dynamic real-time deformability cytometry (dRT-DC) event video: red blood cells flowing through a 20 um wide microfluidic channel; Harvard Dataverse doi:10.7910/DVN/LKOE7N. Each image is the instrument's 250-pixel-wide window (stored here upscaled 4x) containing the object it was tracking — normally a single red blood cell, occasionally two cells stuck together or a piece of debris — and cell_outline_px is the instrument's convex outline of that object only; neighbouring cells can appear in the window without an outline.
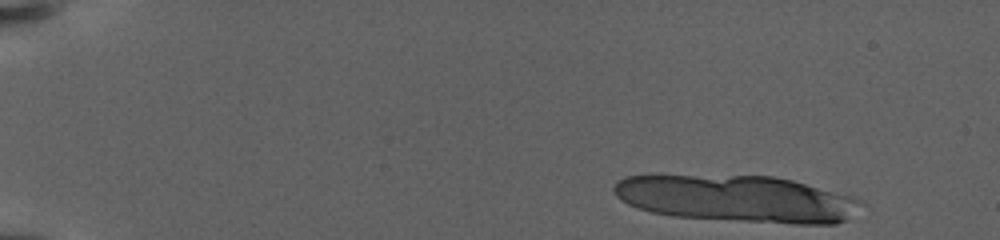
{"species": "human", "species_latin": "Homo sapiens", "temperature_condition": "warm", "stored_images_in_passage": 10, "camera_frame_rate_fps": 3000, "um_per_image_px": 0.085, "donor": {"sex": "female"}, "frame": {"image": 1, "passage_image": 1, "time_ms": 0.0, "image_size_px": [1000, 240], "cell_outline_px": [[868, 204], [848, 220], [836, 224], [792, 224], [672, 216], [652, 212], [628, 204], [620, 200], [612, 192], [612, 188], [624, 176], [652, 172], [772, 176], [792, 180], [856, 196]], "centroid_in_image_um": [62.64, 16.84], "position_along_channel_um": 22.4, "area_um2": 70.0}}